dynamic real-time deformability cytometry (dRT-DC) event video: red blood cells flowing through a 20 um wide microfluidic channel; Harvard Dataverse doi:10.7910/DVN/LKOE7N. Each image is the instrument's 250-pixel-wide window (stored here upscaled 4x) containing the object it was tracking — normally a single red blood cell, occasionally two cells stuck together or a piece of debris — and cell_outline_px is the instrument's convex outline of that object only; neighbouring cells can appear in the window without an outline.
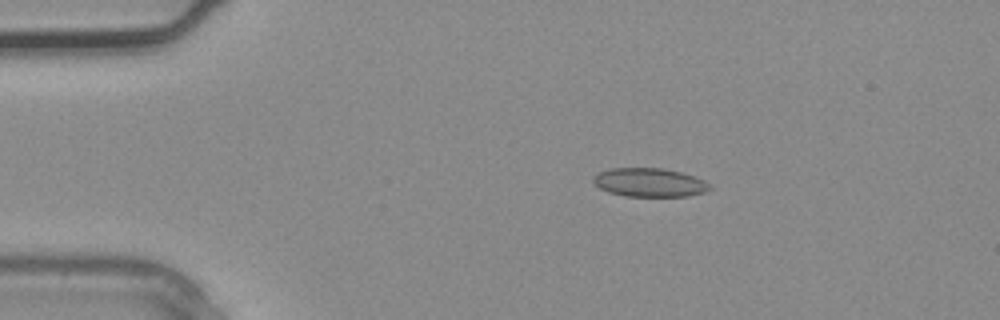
{"species": "common noctule bat (a hibernating species)", "species_latin": "Nyctalus noctula", "temperature_condition": "warm", "stored_images_in_passage": 2, "camera_frame_rate_fps": 3000, "um_per_image_px": 0.085, "animal": {"sex": "male", "body_mass_g": 20.4}, "frame": {"image": 1, "passage_image": 1, "time_ms": 0.0, "image_size_px": [1000, 320], "cell_outline_px": [[712, 188], [704, 192], [688, 196], [624, 196], [608, 192], [600, 188], [592, 180], [592, 176], [608, 168], [664, 168], [680, 172], [704, 180], [712, 184]], "centroid_in_image_um": [55.21, 15.51], "position_along_channel_um": 29.8, "area_um2": 19.54}}
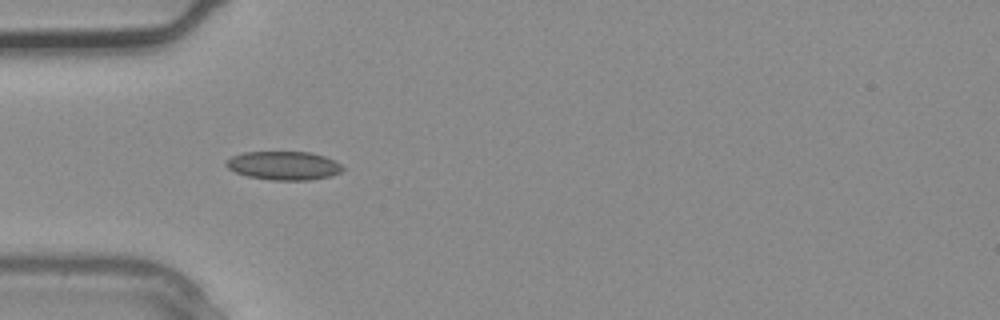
{"frame": {"image": 2, "passage_image": 2, "time_ms": 0.333, "image_size_px": [1000, 320], "cell_outline_px": [[344, 168], [340, 172], [328, 176], [308, 180], [272, 180], [248, 176], [236, 172], [228, 168], [224, 164], [224, 160], [232, 156], [244, 152], [312, 152], [336, 160]], "centroid_in_image_um": [24.1, 14.06], "position_along_channel_um": 60.9, "area_um2": 19.42}}